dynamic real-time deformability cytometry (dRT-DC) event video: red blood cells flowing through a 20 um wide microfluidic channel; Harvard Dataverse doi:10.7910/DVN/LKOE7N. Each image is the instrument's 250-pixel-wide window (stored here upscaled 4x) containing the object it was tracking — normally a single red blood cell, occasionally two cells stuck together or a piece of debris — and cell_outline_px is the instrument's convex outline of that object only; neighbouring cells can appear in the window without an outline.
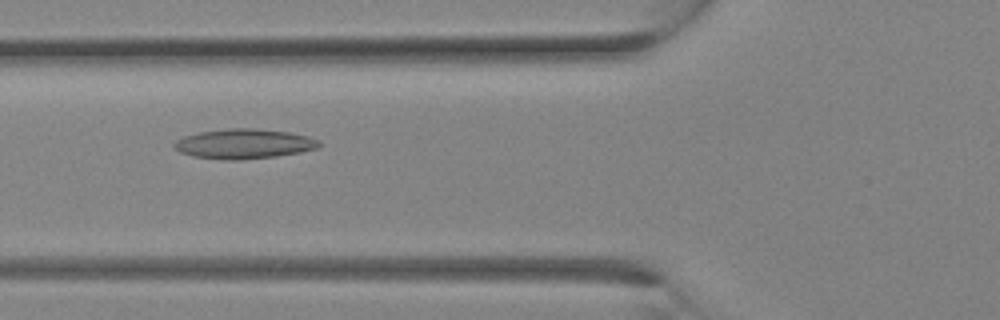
{"species": "Egyptian fruit bat (a non-hibernating species)", "species_latin": "Rousettus aegyptiacus", "temperature_condition": "room temperature", "stored_images_in_passage": 11, "camera_frame_rate_fps": 3000, "um_per_image_px": 0.085, "animal": {"sex": "female"}, "frame": {"image": 1, "passage_image": 4, "time_ms": 1.0, "image_size_px": [1000, 320], "cell_outline_px": [[320, 144], [316, 148], [300, 152], [276, 156], [240, 160], [224, 160], [192, 156], [180, 152], [172, 144], [176, 140], [184, 136], [200, 132], [228, 128], [252, 128], [288, 132], [308, 136], [320, 140]], "centroid_in_image_um": [20.72, 12.22], "position_along_channel_um": 105.1, "area_um2": 25.09}}
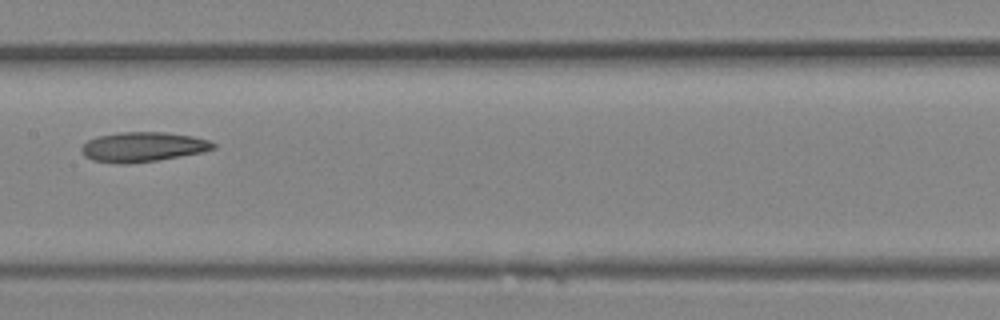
{"frame": {"image": 2, "passage_image": 8, "time_ms": 2.333, "image_size_px": [1000, 320], "cell_outline_px": [[216, 148], [200, 152], [180, 156], [156, 160], [128, 164], [116, 164], [92, 160], [84, 156], [80, 148], [88, 140], [96, 136], [120, 132], [164, 132], [192, 136], [208, 140], [216, 144]], "centroid_in_image_um": [12.1, 12.49], "position_along_channel_um": 195.3, "area_um2": 22.83}}
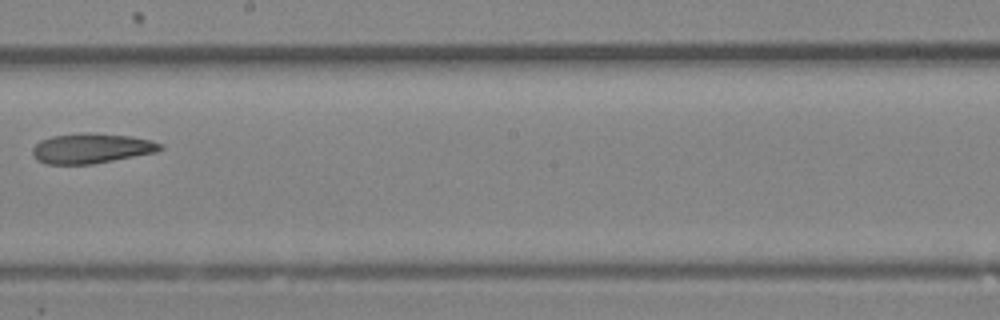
{"frame": {"image": 3, "passage_image": 10, "time_ms": 3.0, "image_size_px": [1000, 320], "cell_outline_px": [[164, 148], [156, 152], [92, 164], [44, 164], [36, 160], [32, 156], [32, 148], [40, 140], [52, 136], [84, 132], [88, 132], [132, 136], [152, 140], [164, 144]], "centroid_in_image_um": [7.76, 12.6], "position_along_channel_um": 240.4, "area_um2": 22.6}}